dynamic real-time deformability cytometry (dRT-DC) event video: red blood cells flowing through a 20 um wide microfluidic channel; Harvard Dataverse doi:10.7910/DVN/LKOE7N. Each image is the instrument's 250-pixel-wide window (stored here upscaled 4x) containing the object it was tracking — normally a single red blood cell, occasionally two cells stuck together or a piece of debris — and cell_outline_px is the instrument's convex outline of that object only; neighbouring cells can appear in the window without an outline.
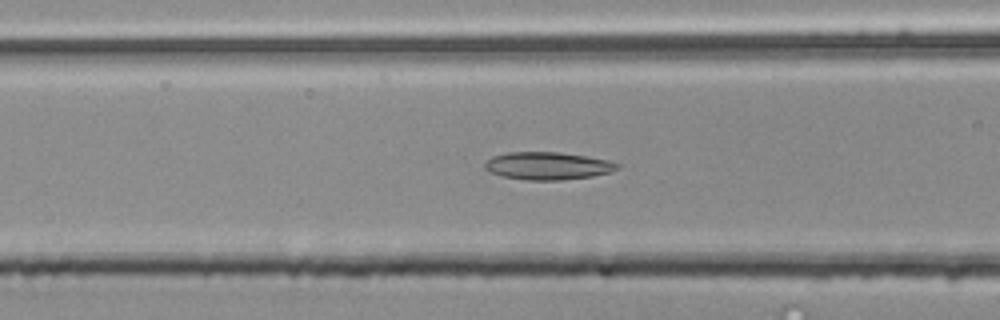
{"species": "common noctule bat (a hibernating species)", "species_latin": "Nyctalus noctula", "temperature_condition": "room temperature", "stored_images_in_passage": 49, "camera_frame_rate_fps": 3000, "um_per_image_px": 0.085, "animal": {"sex": "male", "body_mass_g": 20.4}, "frame": {"image": 1, "passage_image": 22, "time_ms": 7.0, "image_size_px": [1000, 320], "cell_outline_px": [[620, 168], [612, 172], [592, 176], [560, 180], [528, 180], [500, 176], [488, 172], [484, 168], [484, 164], [492, 156], [508, 152], [560, 152], [608, 160], [620, 164]], "centroid_in_image_um": [46.54, 14.1], "position_along_channel_um": 120.1, "area_um2": 21.44}}
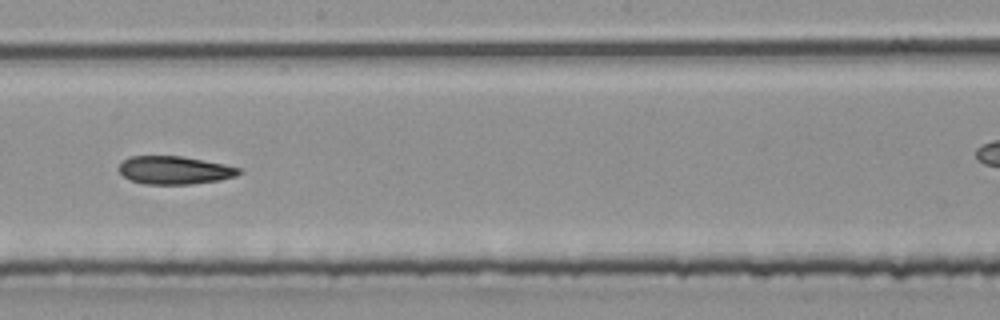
{"frame": {"image": 2, "passage_image": 31, "time_ms": 10.0, "image_size_px": [1000, 320], "cell_outline_px": [[244, 172], [236, 176], [220, 180], [192, 184], [144, 184], [128, 180], [120, 172], [120, 164], [128, 156], [180, 156], [224, 164], [240, 168]], "centroid_in_image_um": [14.85, 14.47], "position_along_channel_um": 233.3, "area_um2": 19.65}}
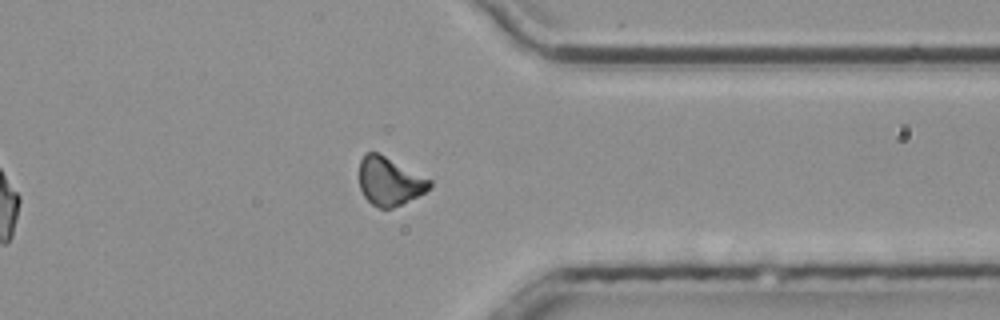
{"frame": {"image": 3, "passage_image": 43, "time_ms": 14.0, "image_size_px": [1000, 320], "cell_outline_px": [[432, 184], [424, 192], [392, 208], [380, 208], [372, 204], [364, 196], [360, 188], [360, 160], [364, 152], [380, 152], [432, 180]], "centroid_in_image_um": [33.09, 15.37], "position_along_channel_um": 378.3, "area_um2": 19.71}, "authors_computed_cell_mechanics": {"area_um2": 20.6924, "velocity_mm_per_s": 3.7851, "shape_relaxation_time_tau1_ms": null, "shape_relaxation_time_tau2_ms": 6.6539, "deformation_change_tau1": null, "deformation_change_tau2": 0.1356}}